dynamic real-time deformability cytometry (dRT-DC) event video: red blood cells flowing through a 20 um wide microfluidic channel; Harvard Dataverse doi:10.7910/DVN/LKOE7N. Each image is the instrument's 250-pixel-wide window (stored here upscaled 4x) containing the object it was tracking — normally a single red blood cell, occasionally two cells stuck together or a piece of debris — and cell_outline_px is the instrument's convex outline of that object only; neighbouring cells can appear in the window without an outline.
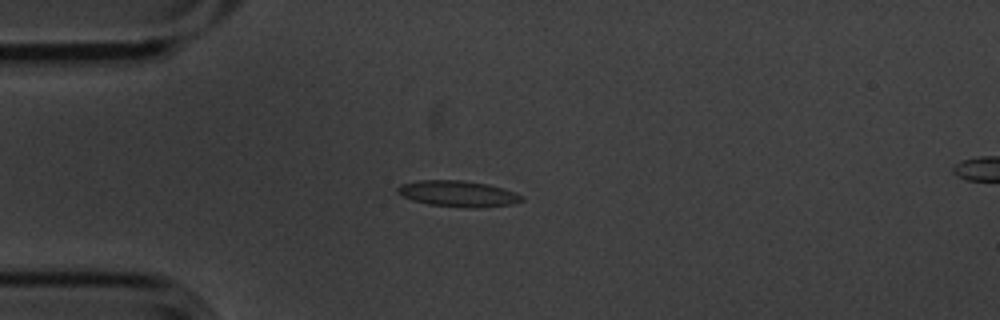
{"species": "common noctule bat (a hibernating species)", "species_latin": "Nyctalus noctula", "temperature_condition": "cold", "stored_images_in_passage": 7, "camera_frame_rate_fps": 3000, "um_per_image_px": 0.085, "animal": {"sex": "male", "body_mass_g": 20.1, "forearm_length_mm": 53.5}, "frame": {"image": 1, "passage_image": 4, "time_ms": 1.0, "image_size_px": [1000, 320], "cell_outline_px": [[524, 200], [512, 204], [428, 204], [412, 200], [396, 192], [396, 188], [400, 184], [420, 180], [460, 180], [488, 184], [504, 188], [524, 196]], "centroid_in_image_um": [38.86, 16.39], "position_along_channel_um": 46.1, "area_um2": 17.57}}
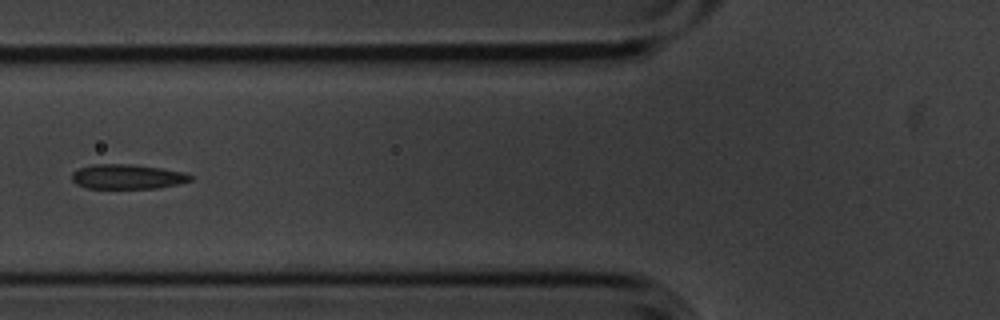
{"frame": {"image": 2, "passage_image": 6, "time_ms": 1.667, "image_size_px": [1000, 320], "cell_outline_px": [[192, 180], [176, 184], [156, 188], [88, 188], [76, 184], [72, 180], [72, 172], [80, 168], [92, 164], [132, 164], [160, 168], [184, 172], [192, 176]], "centroid_in_image_um": [10.8, 15.01], "position_along_channel_um": 115.0, "area_um2": 16.94}}
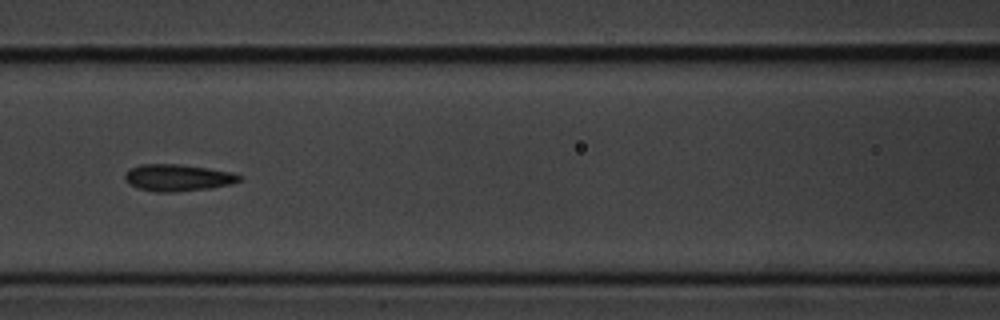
{"frame": {"image": 3, "passage_image": 7, "time_ms": 2.0, "image_size_px": [1000, 320], "cell_outline_px": [[240, 180], [232, 184], [212, 188], [172, 192], [156, 192], [136, 188], [128, 184], [124, 180], [124, 176], [128, 168], [140, 164], [180, 164], [208, 168], [232, 172], [240, 176]], "centroid_in_image_um": [15.05, 15.1], "position_along_channel_um": 151.5, "area_um2": 18.09}}